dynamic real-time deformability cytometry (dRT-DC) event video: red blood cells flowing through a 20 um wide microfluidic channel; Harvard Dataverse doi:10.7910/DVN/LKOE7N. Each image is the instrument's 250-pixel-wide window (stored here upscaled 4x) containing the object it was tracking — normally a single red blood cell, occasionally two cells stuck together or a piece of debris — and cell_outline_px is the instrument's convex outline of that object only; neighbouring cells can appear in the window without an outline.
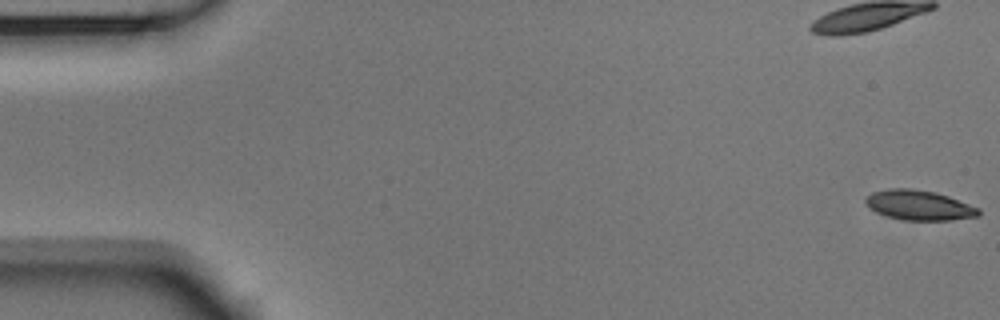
{"species": "Egyptian fruit bat (a non-hibernating species)", "species_latin": "Rousettus aegyptiacus", "temperature_condition": "room temperature", "stored_images_in_passage": 54, "camera_frame_rate_fps": 3000, "um_per_image_px": 0.085, "animal": {"sex": "male"}, "frame": {"image": 1, "passage_image": 1, "time_ms": 0.0, "image_size_px": [1000, 320], "cell_outline_px": [[980, 216], [948, 220], [904, 220], [888, 216], [876, 212], [864, 204], [864, 196], [872, 192], [888, 188], [912, 188], [936, 192], [948, 196], [980, 208]], "centroid_in_image_um": [78.09, 17.43], "position_along_channel_um": 6.9, "area_um2": 19.88}}
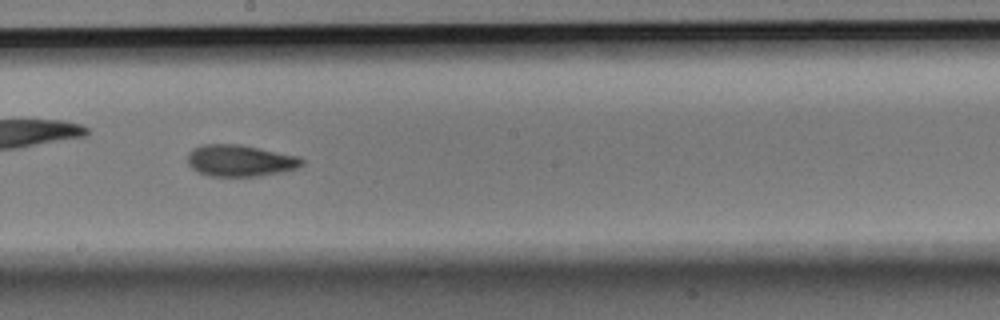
{"frame": {"image": 2, "passage_image": 30, "time_ms": 9.667, "image_size_px": [1000, 320], "cell_outline_px": [[304, 164], [296, 168], [280, 172], [260, 176], [208, 176], [196, 172], [188, 164], [188, 152], [192, 148], [204, 144], [240, 144], [300, 156], [304, 160]], "centroid_in_image_um": [20.4, 13.65], "position_along_channel_um": 227.8, "area_um2": 21.27}}
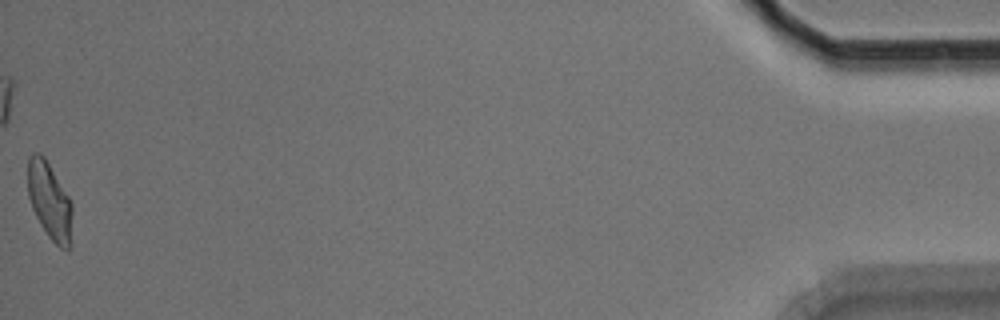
{"frame": {"image": 3, "passage_image": 54, "time_ms": 17.667, "image_size_px": [1000, 320], "cell_outline_px": [[72, 244], [68, 252], [60, 248], [48, 236], [40, 224], [32, 208], [28, 196], [28, 156], [32, 152], [40, 152], [44, 156], [68, 196], [72, 204]], "centroid_in_image_um": [4.23, 17.12], "position_along_channel_um": 431.0, "area_um2": 20.23}, "authors_computed_cell_mechanics": {"area_um2": 20.519, "velocity_mm_per_s": 3.7584, "shape_relaxation_time_tau1_ms": 11.3318, "shape_relaxation_time_tau2_ms": 3.7491, "deformation_change_tau1": 0.2315, "deformation_change_tau2": 0.1054}}